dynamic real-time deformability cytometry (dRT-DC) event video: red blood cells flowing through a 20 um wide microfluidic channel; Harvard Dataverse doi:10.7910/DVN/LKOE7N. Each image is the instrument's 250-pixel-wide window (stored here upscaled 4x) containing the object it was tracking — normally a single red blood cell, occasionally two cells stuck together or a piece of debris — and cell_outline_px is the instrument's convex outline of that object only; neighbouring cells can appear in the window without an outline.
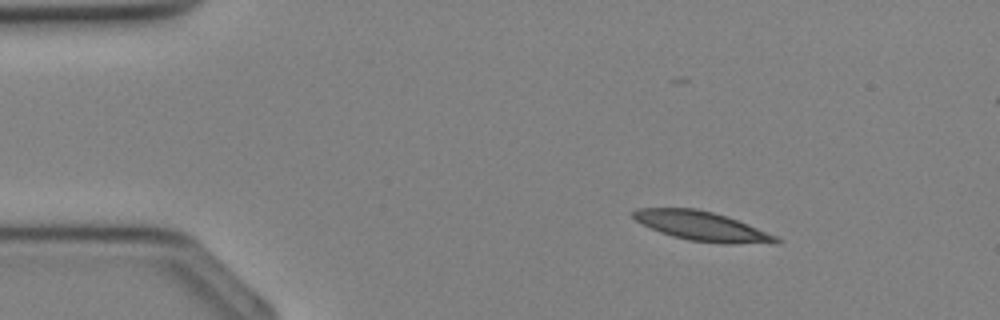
{"species": "Egyptian fruit bat (a non-hibernating species)", "species_latin": "Rousettus aegyptiacus", "temperature_condition": "cold", "stored_images_in_passage": 31, "camera_frame_rate_fps": 3000, "um_per_image_px": 0.085, "animal": {"sex": "female"}, "frame": {"image": 1, "passage_image": 1, "time_ms": 0.0, "image_size_px": [1000, 320], "cell_outline_px": [[780, 244], [776, 244], [688, 240], [672, 236], [660, 232], [636, 220], [632, 216], [632, 212], [636, 208], [696, 208], [728, 216], [748, 224], [776, 236], [780, 240]], "centroid_in_image_um": [59.64, 19.19], "position_along_channel_um": 25.4, "area_um2": 23.76}}
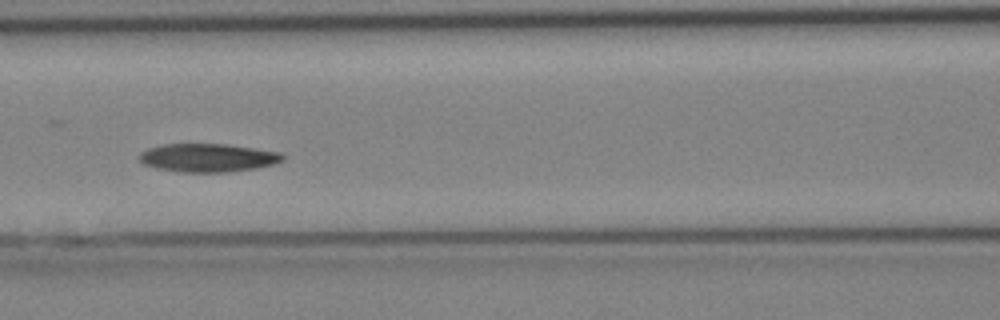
{"frame": {"image": 2, "passage_image": 11, "time_ms": 3.333, "image_size_px": [1000, 320], "cell_outline_px": [[284, 160], [272, 164], [256, 168], [228, 172], [180, 172], [156, 168], [144, 164], [140, 160], [140, 152], [148, 148], [164, 144], [228, 144], [284, 152]], "centroid_in_image_um": [17.71, 13.4], "position_along_channel_um": 148.9, "area_um2": 23.81}}
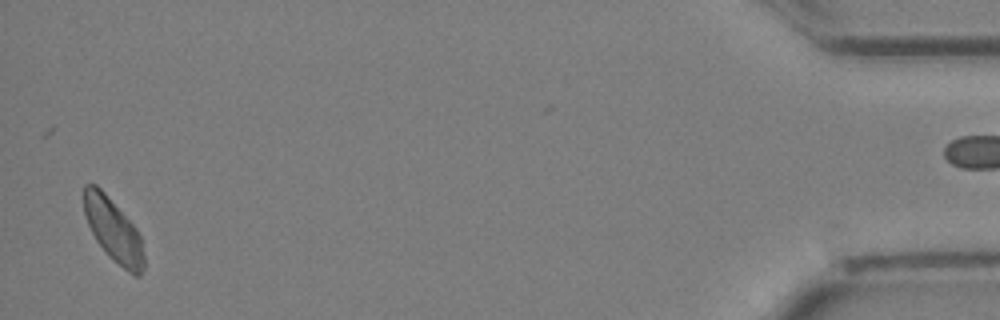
{"frame": {"image": 3, "passage_image": 30, "time_ms": 9.667, "image_size_px": [1000, 320], "cell_outline_px": [[144, 268], [140, 276], [136, 276], [128, 272], [108, 256], [96, 240], [84, 216], [84, 184], [96, 184], [104, 192], [136, 228], [140, 236], [144, 256]], "centroid_in_image_um": [9.63, 19.58], "position_along_channel_um": 425.6, "area_um2": 21.91}}